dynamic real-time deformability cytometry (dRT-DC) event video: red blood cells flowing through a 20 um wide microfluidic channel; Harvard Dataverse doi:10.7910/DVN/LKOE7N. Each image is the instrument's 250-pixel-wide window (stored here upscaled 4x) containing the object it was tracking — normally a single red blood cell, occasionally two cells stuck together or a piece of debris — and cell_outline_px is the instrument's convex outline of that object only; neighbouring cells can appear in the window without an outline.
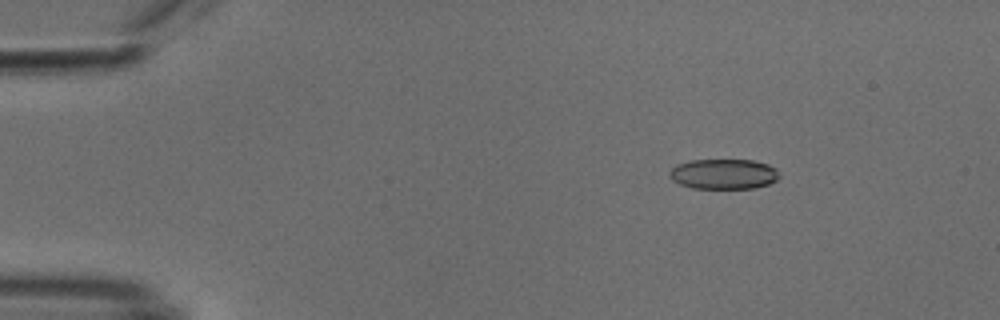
{"species": "common noctule bat (a hibernating species)", "species_latin": "Nyctalus noctula", "temperature_condition": "cold", "stored_images_in_passage": 53, "camera_frame_rate_fps": 3000, "um_per_image_px": 0.085, "animal": {"sex": "male", "body_mass_g": 18.8}, "frame": {"image": 1, "passage_image": 8, "time_ms": 2.333, "image_size_px": [1000, 320], "cell_outline_px": [[780, 176], [776, 180], [768, 184], [752, 188], [692, 188], [680, 184], [672, 180], [668, 176], [668, 172], [676, 164], [692, 160], [752, 160], [768, 164], [776, 168]], "centroid_in_image_um": [61.49, 14.79], "position_along_channel_um": 23.5, "area_um2": 19.36}}
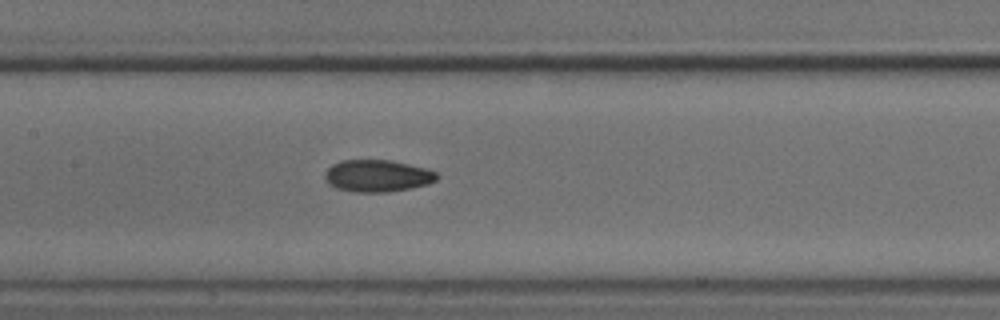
{"frame": {"image": 2, "passage_image": 26, "time_ms": 8.333, "image_size_px": [1000, 320], "cell_outline_px": [[440, 176], [436, 180], [428, 184], [412, 188], [388, 192], [352, 192], [336, 188], [328, 184], [324, 180], [324, 172], [332, 164], [340, 160], [392, 160], [424, 168], [436, 172]], "centroid_in_image_um": [32.04, 14.95], "position_along_channel_um": 175.4, "area_um2": 21.15}}
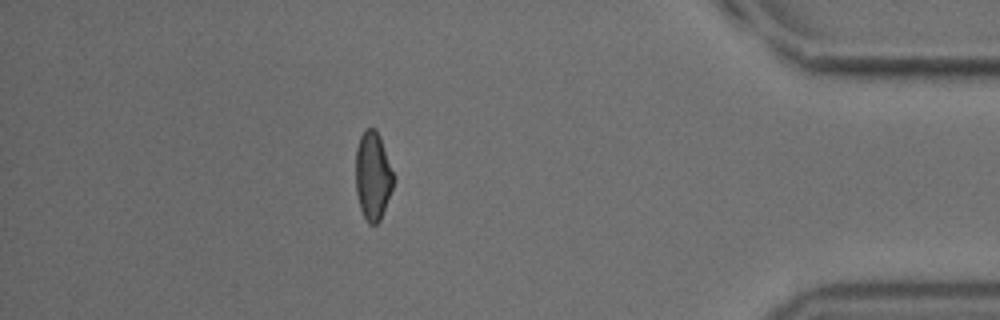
{"frame": {"image": 3, "passage_image": 47, "time_ms": 15.333, "image_size_px": [1000, 320], "cell_outline_px": [[396, 176], [392, 188], [380, 220], [376, 224], [368, 224], [360, 208], [356, 192], [356, 148], [360, 136], [368, 128], [376, 128], [380, 136]], "centroid_in_image_um": [31.71, 14.93], "position_along_channel_um": 403.5, "area_um2": 19.59}, "authors_computed_cell_mechanics": {"area_um2": 19.941, "velocity_mm_per_s": 3.821, "shape_relaxation_time_tau1_ms": 6.0334, "shape_relaxation_time_tau2_ms": 2.9456, "deformation_change_tau1": 0.1339, "deformation_change_tau2": 0.0829}}